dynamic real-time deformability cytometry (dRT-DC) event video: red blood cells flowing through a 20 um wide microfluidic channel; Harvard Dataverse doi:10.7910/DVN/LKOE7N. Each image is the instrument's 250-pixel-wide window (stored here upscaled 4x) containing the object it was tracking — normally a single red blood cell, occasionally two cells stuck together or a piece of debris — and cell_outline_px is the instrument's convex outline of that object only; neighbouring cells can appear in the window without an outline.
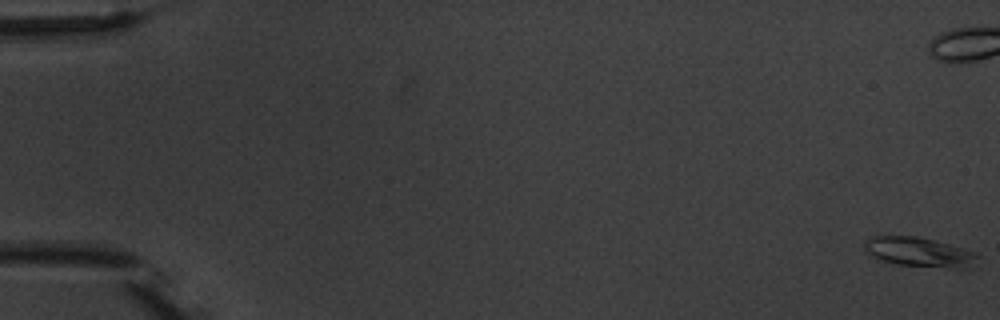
{"species": "common noctule bat (a hibernating species)", "species_latin": "Nyctalus noctula", "temperature_condition": "warm", "stored_images_in_passage": 11, "camera_frame_rate_fps": 3000, "um_per_image_px": 0.085, "animal": {"sex": "male", "body_mass_g": 20.1, "forearm_length_mm": 53.5}, "frame": {"image": 1, "passage_image": 1, "time_ms": 0.0, "image_size_px": [1000, 320], "cell_outline_px": [[980, 256], [968, 268], [952, 268], [900, 264], [884, 260], [872, 256], [864, 252], [864, 240], [872, 236], [916, 236], [948, 244], [972, 252]], "centroid_in_image_um": [78.07, 21.41], "position_along_channel_um": 6.9, "area_um2": 19.02}}
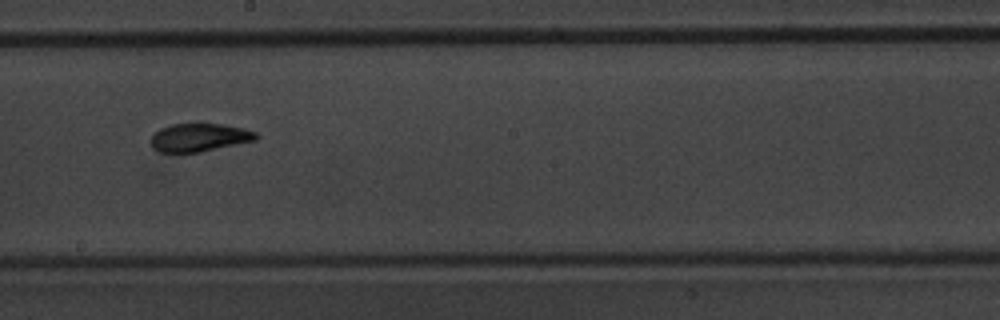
{"frame": {"image": 2, "passage_image": 10, "time_ms": 11.667, "image_size_px": [1000, 320], "cell_outline_px": [[260, 136], [256, 140], [200, 152], [160, 152], [152, 148], [152, 136], [160, 128], [172, 124], [220, 124], [244, 128], [256, 132]], "centroid_in_image_um": [16.97, 11.68], "position_along_channel_um": 231.2, "area_um2": 17.11}}
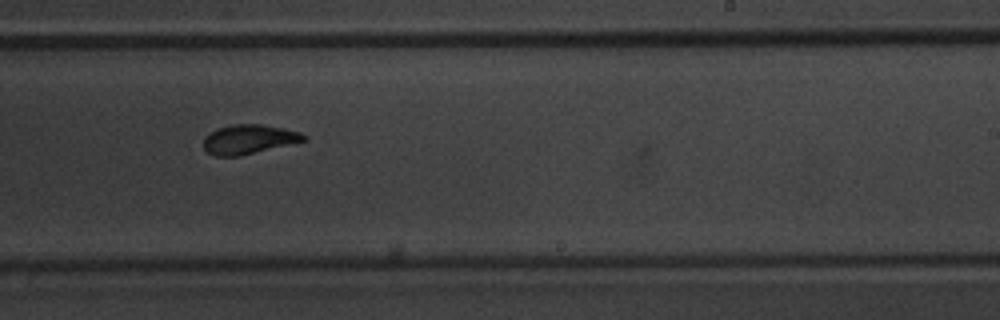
{"frame": {"image": 3, "passage_image": 11, "time_ms": 12.667, "image_size_px": [1000, 320], "cell_outline_px": [[308, 140], [240, 156], [216, 156], [208, 152], [204, 148], [204, 136], [208, 132], [216, 128], [232, 124], [264, 124], [284, 128], [300, 132], [308, 136]], "centroid_in_image_um": [21.16, 11.83], "position_along_channel_um": 267.8, "area_um2": 17.4}}